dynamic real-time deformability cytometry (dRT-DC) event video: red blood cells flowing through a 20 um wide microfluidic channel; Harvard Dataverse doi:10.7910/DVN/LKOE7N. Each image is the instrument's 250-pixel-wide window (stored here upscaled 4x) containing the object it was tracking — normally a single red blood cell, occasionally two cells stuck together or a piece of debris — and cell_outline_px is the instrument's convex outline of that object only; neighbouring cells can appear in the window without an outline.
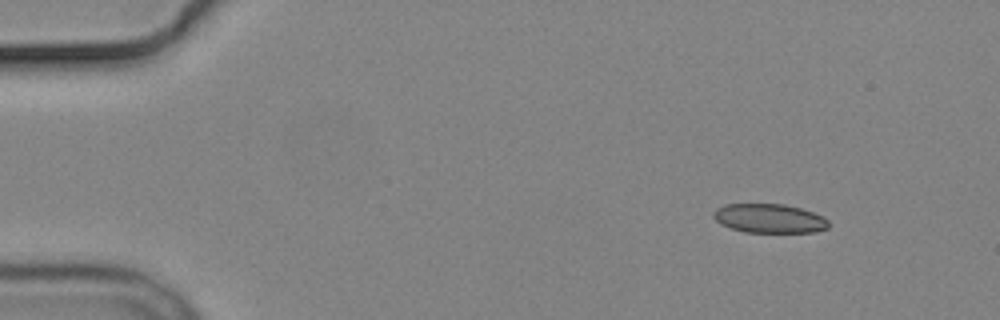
{"species": "common noctule bat (a hibernating species)", "species_latin": "Nyctalus noctula", "temperature_condition": "cold", "stored_images_in_passage": 5, "segment_of_instrument_passage": [1, 2], "camera_frame_rate_fps": 3000, "um_per_image_px": 0.085, "animal": {"sex": "male", "body_mass_g": 19.2, "forearm_length_mm": 51.8}, "frame": {"image": 1, "passage_image": 1, "time_ms": 0.0, "image_size_px": [1000, 320], "cell_outline_px": [[828, 228], [816, 232], [744, 232], [720, 224], [712, 216], [712, 212], [716, 208], [724, 204], [784, 204], [800, 208], [824, 216], [828, 220]], "centroid_in_image_um": [65.38, 18.56], "position_along_channel_um": 19.6, "area_um2": 19.59}}